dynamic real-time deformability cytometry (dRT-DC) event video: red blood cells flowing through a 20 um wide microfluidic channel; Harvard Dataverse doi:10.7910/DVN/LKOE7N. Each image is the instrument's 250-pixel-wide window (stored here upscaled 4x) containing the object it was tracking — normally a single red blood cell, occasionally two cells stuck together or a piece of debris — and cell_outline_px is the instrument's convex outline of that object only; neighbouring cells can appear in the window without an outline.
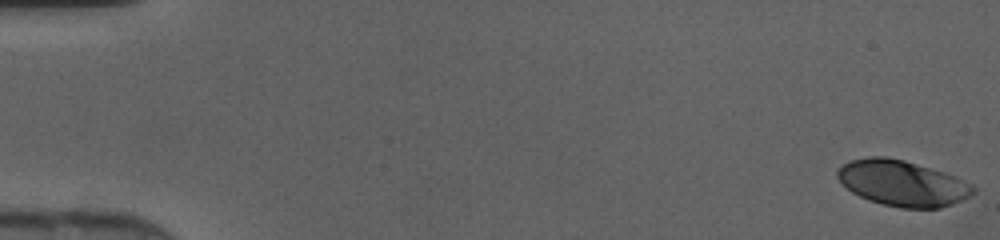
{"species": "human", "species_latin": "Homo sapiens", "temperature_condition": "cold", "stored_images_in_passage": 47, "camera_frame_rate_fps": 3000, "um_per_image_px": 0.085, "donor": {"sex": "female"}, "frame": {"image": 1, "passage_image": 1, "time_ms": 0.0, "image_size_px": [1000, 240], "cell_outline_px": [[976, 192], [952, 204], [940, 208], [900, 208], [868, 200], [852, 192], [836, 176], [836, 172], [844, 164], [852, 160], [868, 156], [884, 156], [904, 160], [944, 172], [956, 176], [972, 184], [976, 188]], "centroid_in_image_um": [76.72, 15.57], "position_along_channel_um": 8.3, "area_um2": 35.95}}
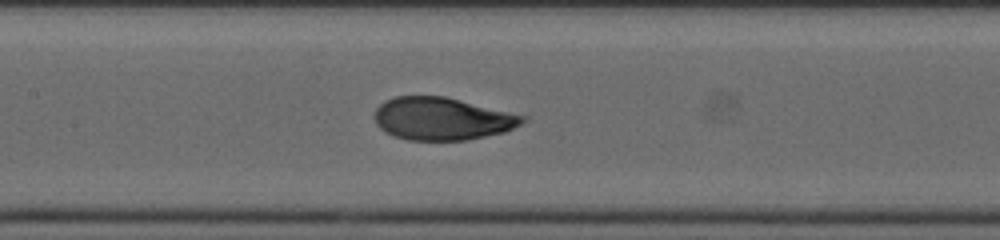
{"frame": {"image": 2, "passage_image": 23, "time_ms": 7.333, "image_size_px": [1000, 240], "cell_outline_px": [[528, 116], [520, 124], [504, 132], [468, 140], [408, 140], [392, 136], [384, 132], [376, 124], [376, 108], [384, 100], [396, 96], [444, 96]], "centroid_in_image_um": [37.56, 10.09], "position_along_channel_um": 169.8, "area_um2": 36.76}}
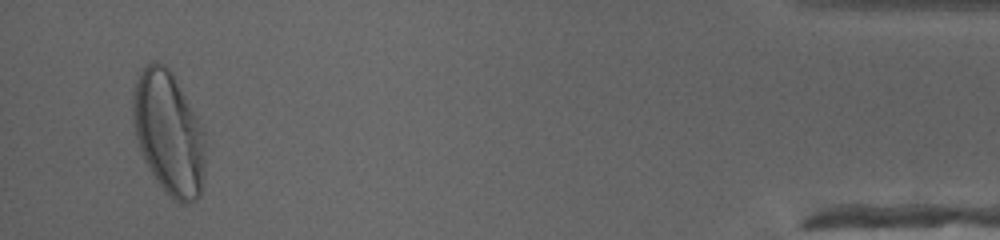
{"frame": {"image": 3, "passage_image": 45, "time_ms": 14.667, "image_size_px": [1000, 240], "cell_outline_px": [[204, 172], [200, 196], [188, 204], [180, 204], [172, 200], [164, 192], [148, 168], [140, 152], [132, 124], [132, 92], [136, 80], [140, 72], [152, 60], [156, 60], [164, 64], [168, 68], [200, 124], [204, 132]], "centroid_in_image_um": [14.3, 11.36], "position_along_channel_um": 420.9, "area_um2": 51.96}}